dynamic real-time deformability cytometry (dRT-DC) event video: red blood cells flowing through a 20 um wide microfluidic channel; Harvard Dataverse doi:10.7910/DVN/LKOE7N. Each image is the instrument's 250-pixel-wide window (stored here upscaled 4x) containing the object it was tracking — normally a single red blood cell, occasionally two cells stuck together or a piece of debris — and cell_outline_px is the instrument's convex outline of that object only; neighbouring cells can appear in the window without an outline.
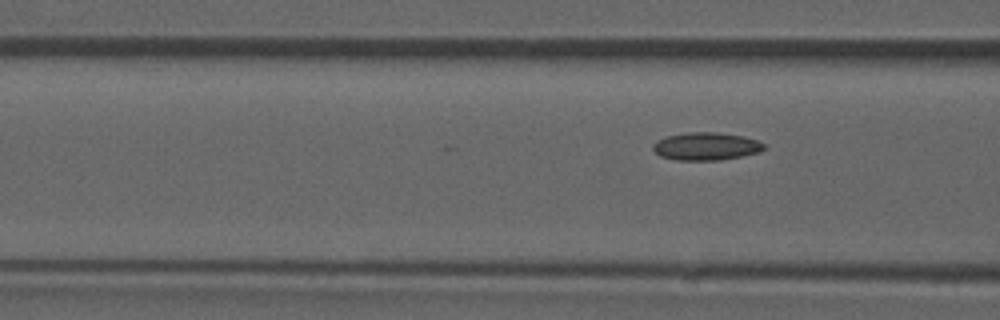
{"species": "common noctule bat (a hibernating species)", "species_latin": "Nyctalus noctula", "temperature_condition": "room temperature", "stored_images_in_passage": 11, "camera_frame_rate_fps": 3000, "um_per_image_px": 0.085, "animal": {"sex": "male", "forearm_length_mm": 52.5}, "frame": {"image": 1, "passage_image": 11, "time_ms": 3.333, "image_size_px": [1000, 320], "cell_outline_px": [[764, 148], [760, 152], [720, 160], [676, 160], [660, 156], [652, 148], [652, 144], [656, 140], [664, 136], [688, 132], [716, 132], [744, 136], [756, 140], [764, 144]], "centroid_in_image_um": [59.97, 12.43], "position_along_channel_um": 106.6, "area_um2": 18.03}}